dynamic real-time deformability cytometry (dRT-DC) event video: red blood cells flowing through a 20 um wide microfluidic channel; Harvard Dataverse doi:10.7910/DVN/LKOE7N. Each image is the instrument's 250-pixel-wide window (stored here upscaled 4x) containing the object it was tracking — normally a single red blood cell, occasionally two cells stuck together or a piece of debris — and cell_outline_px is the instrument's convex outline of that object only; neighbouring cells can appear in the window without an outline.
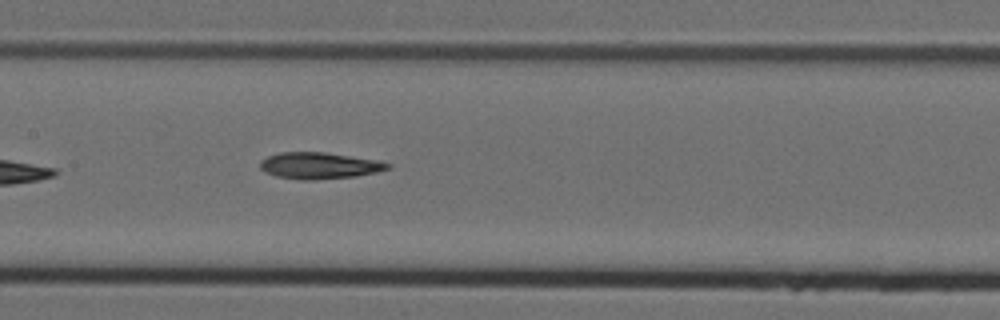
{"species": "Egyptian fruit bat (a non-hibernating species)", "species_latin": "Rousettus aegyptiacus", "temperature_condition": "cold", "stored_images_in_passage": 9, "segment_of_instrument_passage": [1, 2], "camera_frame_rate_fps": 3000, "um_per_image_px": 0.085, "animal": {"sex": "female"}, "frame": {"image": 1, "passage_image": 8, "time_ms": 2.333, "image_size_px": [1000, 320], "cell_outline_px": [[392, 164], [388, 168], [376, 172], [356, 176], [316, 180], [300, 180], [276, 176], [264, 172], [260, 168], [260, 160], [268, 156], [280, 152], [324, 152], [376, 160]], "centroid_in_image_um": [27.09, 14.08], "position_along_channel_um": 180.3, "area_um2": 19.65}}